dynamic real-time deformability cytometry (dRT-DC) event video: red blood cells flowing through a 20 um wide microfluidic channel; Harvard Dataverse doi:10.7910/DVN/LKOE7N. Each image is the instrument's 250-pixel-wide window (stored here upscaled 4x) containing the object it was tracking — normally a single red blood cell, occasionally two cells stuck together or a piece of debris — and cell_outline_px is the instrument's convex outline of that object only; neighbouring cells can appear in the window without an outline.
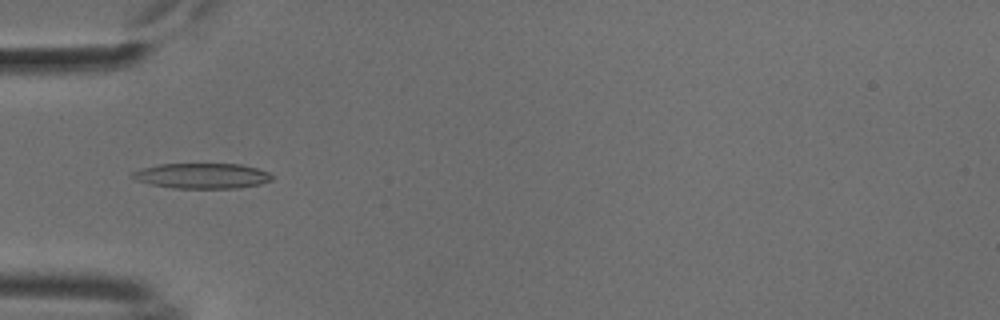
{"species": "common noctule bat (a hibernating species)", "species_latin": "Nyctalus noctula", "temperature_condition": "cold", "stored_images_in_passage": 54, "camera_frame_rate_fps": 3000, "um_per_image_px": 0.085, "animal": {"sex": "male", "body_mass_g": 18.8}, "frame": {"image": 1, "passage_image": 18, "time_ms": 5.667, "image_size_px": [1000, 320], "cell_outline_px": [[272, 180], [260, 184], [240, 188], [176, 188], [152, 184], [136, 180], [132, 176], [132, 172], [140, 168], [160, 164], [240, 164], [256, 168], [268, 172], [272, 176]], "centroid_in_image_um": [17.18, 14.94], "position_along_channel_um": 67.8, "area_um2": 20.46}}
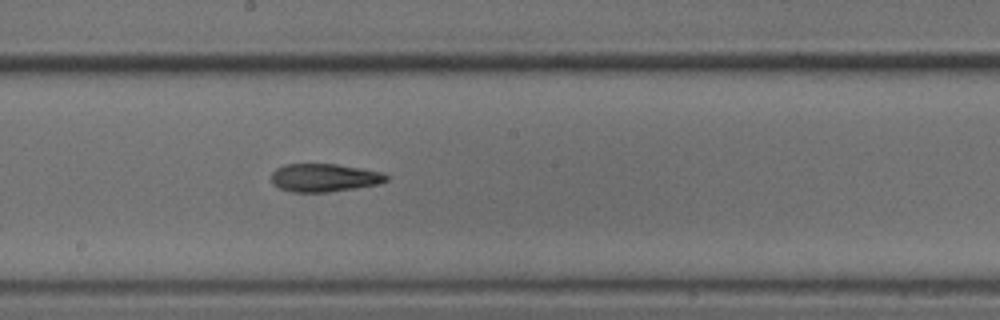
{"frame": {"image": 2, "passage_image": 30, "time_ms": 9.667, "image_size_px": [1000, 320], "cell_outline_px": [[388, 180], [380, 184], [328, 192], [292, 192], [280, 188], [272, 184], [272, 172], [276, 168], [284, 164], [336, 164], [384, 172], [388, 176]], "centroid_in_image_um": [27.57, 15.1], "position_along_channel_um": 220.6, "area_um2": 18.9}}
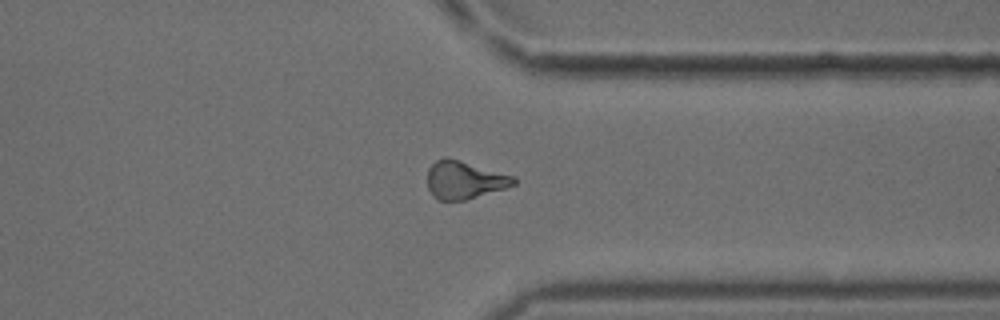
{"frame": {"image": 3, "passage_image": 42, "time_ms": 13.667, "image_size_px": [1000, 320], "cell_outline_px": [[516, 184], [504, 188], [464, 200], [436, 200], [432, 196], [428, 188], [428, 168], [436, 160], [444, 156], [516, 176]], "centroid_in_image_um": [39.46, 15.29], "position_along_channel_um": 371.9, "area_um2": 18.96}, "authors_computed_cell_mechanics": {"area_um2": 18.9295, "velocity_mm_per_s": 3.8142, "shape_relaxation_time_tau1_ms": 9.8409, "shape_relaxation_time_tau2_ms": 4.9078, "deformation_change_tau1": 0.2224, "deformation_change_tau2": 0.1523}}